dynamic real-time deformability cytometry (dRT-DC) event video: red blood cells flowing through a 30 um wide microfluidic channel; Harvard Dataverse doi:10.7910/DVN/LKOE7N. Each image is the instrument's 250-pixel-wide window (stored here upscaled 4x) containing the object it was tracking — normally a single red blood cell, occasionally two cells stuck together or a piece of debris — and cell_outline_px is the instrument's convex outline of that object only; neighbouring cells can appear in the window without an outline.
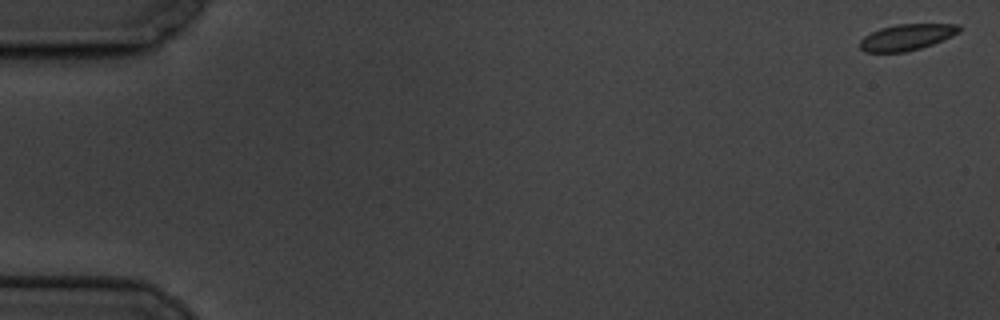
{"species": "common noctule bat (a hibernating species)", "species_latin": "Nyctalus noctula", "temperature_condition": "cold", "stored_images_in_passage": 7, "camera_frame_rate_fps": 3000, "um_per_image_px": 0.085, "animal": {"sex": "male", "body_mass_g": 19.5, "forearm_length_mm": 54.6}, "frame": {"image": 1, "passage_image": 1, "time_ms": 0.0, "image_size_px": [1000, 320], "cell_outline_px": [[964, 28], [960, 32], [952, 36], [932, 44], [920, 48], [904, 52], [864, 52], [860, 48], [860, 40], [864, 36], [880, 28], [896, 24], [960, 24]], "centroid_in_image_um": [77.1, 3.15], "position_along_channel_um": 7.9, "area_um2": 15.2}}
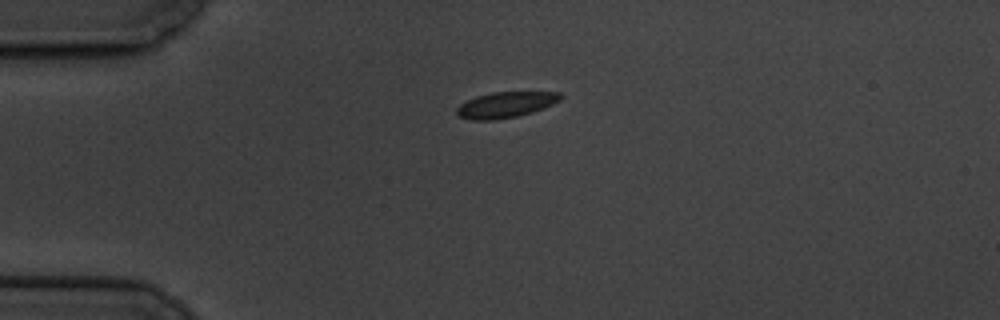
{"frame": {"image": 2, "passage_image": 5, "time_ms": 4.667, "image_size_px": [1000, 320], "cell_outline_px": [[564, 96], [560, 100], [544, 108], [532, 112], [516, 116], [492, 120], [472, 120], [460, 116], [456, 112], [456, 108], [460, 104], [476, 96], [492, 92], [560, 92]], "centroid_in_image_um": [43.0, 8.89], "position_along_channel_um": 42.0, "area_um2": 15.49}}
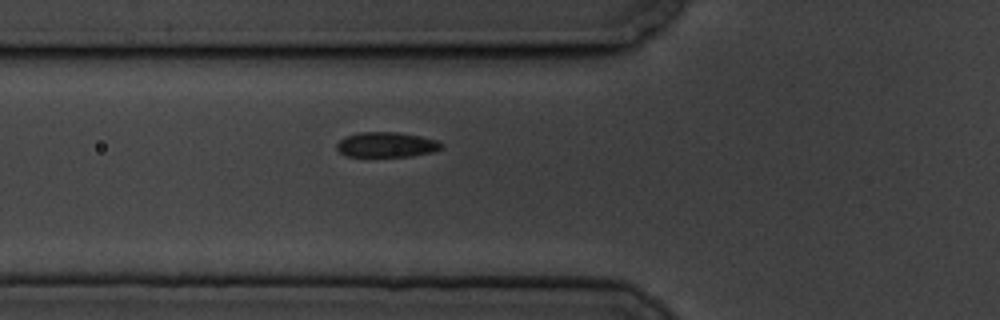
{"frame": {"image": 3, "passage_image": 7, "time_ms": 7.0, "image_size_px": [1000, 320], "cell_outline_px": [[444, 144], [440, 148], [432, 152], [412, 156], [348, 156], [340, 152], [336, 148], [336, 144], [344, 136], [360, 132], [396, 132], [420, 136], [436, 140]], "centroid_in_image_um": [32.83, 12.29], "position_along_channel_um": 93.0, "area_um2": 15.2}}